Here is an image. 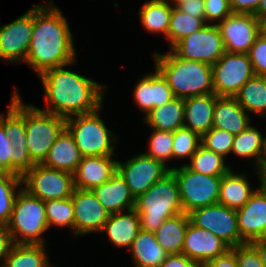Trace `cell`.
Segmentation results:
<instances>
[{
  "label": "cell",
  "instance_id": "6da1fadb",
  "mask_svg": "<svg viewBox=\"0 0 266 267\" xmlns=\"http://www.w3.org/2000/svg\"><path fill=\"white\" fill-rule=\"evenodd\" d=\"M53 3L50 0L46 5H34V28L25 63L38 75L76 61L67 18Z\"/></svg>",
  "mask_w": 266,
  "mask_h": 267
},
{
  "label": "cell",
  "instance_id": "7a4b0ae2",
  "mask_svg": "<svg viewBox=\"0 0 266 267\" xmlns=\"http://www.w3.org/2000/svg\"><path fill=\"white\" fill-rule=\"evenodd\" d=\"M68 65L49 69L39 75L44 87L47 109L65 119L102 108L104 85L65 69Z\"/></svg>",
  "mask_w": 266,
  "mask_h": 267
},
{
  "label": "cell",
  "instance_id": "3957f363",
  "mask_svg": "<svg viewBox=\"0 0 266 267\" xmlns=\"http://www.w3.org/2000/svg\"><path fill=\"white\" fill-rule=\"evenodd\" d=\"M155 67L175 97L186 99L214 93L212 65L180 58L173 50L154 53Z\"/></svg>",
  "mask_w": 266,
  "mask_h": 267
},
{
  "label": "cell",
  "instance_id": "277c9868",
  "mask_svg": "<svg viewBox=\"0 0 266 267\" xmlns=\"http://www.w3.org/2000/svg\"><path fill=\"white\" fill-rule=\"evenodd\" d=\"M134 209L140 217L141 230L155 232L161 224L183 213L179 186L170 171L135 199Z\"/></svg>",
  "mask_w": 266,
  "mask_h": 267
},
{
  "label": "cell",
  "instance_id": "5b68a950",
  "mask_svg": "<svg viewBox=\"0 0 266 267\" xmlns=\"http://www.w3.org/2000/svg\"><path fill=\"white\" fill-rule=\"evenodd\" d=\"M7 227L15 244L44 245L40 235L49 229L45 202L20 188Z\"/></svg>",
  "mask_w": 266,
  "mask_h": 267
},
{
  "label": "cell",
  "instance_id": "8992f818",
  "mask_svg": "<svg viewBox=\"0 0 266 267\" xmlns=\"http://www.w3.org/2000/svg\"><path fill=\"white\" fill-rule=\"evenodd\" d=\"M100 110L66 119V128L74 137L82 157L114 156L117 140L99 116Z\"/></svg>",
  "mask_w": 266,
  "mask_h": 267
},
{
  "label": "cell",
  "instance_id": "52a82bcc",
  "mask_svg": "<svg viewBox=\"0 0 266 267\" xmlns=\"http://www.w3.org/2000/svg\"><path fill=\"white\" fill-rule=\"evenodd\" d=\"M24 121L29 155L36 164H41L66 127V119L24 103Z\"/></svg>",
  "mask_w": 266,
  "mask_h": 267
},
{
  "label": "cell",
  "instance_id": "ba28073f",
  "mask_svg": "<svg viewBox=\"0 0 266 267\" xmlns=\"http://www.w3.org/2000/svg\"><path fill=\"white\" fill-rule=\"evenodd\" d=\"M178 186L184 213L218 204L222 176H210L188 169L184 164L171 167Z\"/></svg>",
  "mask_w": 266,
  "mask_h": 267
},
{
  "label": "cell",
  "instance_id": "9c48e42d",
  "mask_svg": "<svg viewBox=\"0 0 266 267\" xmlns=\"http://www.w3.org/2000/svg\"><path fill=\"white\" fill-rule=\"evenodd\" d=\"M22 188L42 201L65 199L72 196L74 174L51 169L42 164L34 165L22 176Z\"/></svg>",
  "mask_w": 266,
  "mask_h": 267
},
{
  "label": "cell",
  "instance_id": "30bf717a",
  "mask_svg": "<svg viewBox=\"0 0 266 267\" xmlns=\"http://www.w3.org/2000/svg\"><path fill=\"white\" fill-rule=\"evenodd\" d=\"M212 75L214 94L234 97L255 73L248 54L225 51L212 65Z\"/></svg>",
  "mask_w": 266,
  "mask_h": 267
},
{
  "label": "cell",
  "instance_id": "8fae6325",
  "mask_svg": "<svg viewBox=\"0 0 266 267\" xmlns=\"http://www.w3.org/2000/svg\"><path fill=\"white\" fill-rule=\"evenodd\" d=\"M171 50L180 58L214 65L225 53L220 30L216 23L181 39Z\"/></svg>",
  "mask_w": 266,
  "mask_h": 267
},
{
  "label": "cell",
  "instance_id": "7c38bea8",
  "mask_svg": "<svg viewBox=\"0 0 266 267\" xmlns=\"http://www.w3.org/2000/svg\"><path fill=\"white\" fill-rule=\"evenodd\" d=\"M188 215L193 225L209 230L230 247L246 244L239 234L236 209L218 203L194 209Z\"/></svg>",
  "mask_w": 266,
  "mask_h": 267
},
{
  "label": "cell",
  "instance_id": "4fadbf2b",
  "mask_svg": "<svg viewBox=\"0 0 266 267\" xmlns=\"http://www.w3.org/2000/svg\"><path fill=\"white\" fill-rule=\"evenodd\" d=\"M170 169L171 167L165 166L144 152L122 163L117 160V171L125 179L135 199L168 174Z\"/></svg>",
  "mask_w": 266,
  "mask_h": 267
},
{
  "label": "cell",
  "instance_id": "5bb4252c",
  "mask_svg": "<svg viewBox=\"0 0 266 267\" xmlns=\"http://www.w3.org/2000/svg\"><path fill=\"white\" fill-rule=\"evenodd\" d=\"M34 28V6L14 21L0 26V58L25 62Z\"/></svg>",
  "mask_w": 266,
  "mask_h": 267
},
{
  "label": "cell",
  "instance_id": "9a60e30c",
  "mask_svg": "<svg viewBox=\"0 0 266 267\" xmlns=\"http://www.w3.org/2000/svg\"><path fill=\"white\" fill-rule=\"evenodd\" d=\"M216 25L227 52L247 54L259 36L258 18L252 14L232 13Z\"/></svg>",
  "mask_w": 266,
  "mask_h": 267
},
{
  "label": "cell",
  "instance_id": "2e32d148",
  "mask_svg": "<svg viewBox=\"0 0 266 267\" xmlns=\"http://www.w3.org/2000/svg\"><path fill=\"white\" fill-rule=\"evenodd\" d=\"M74 208V235L102 231L110 213L92 190L74 189L71 196Z\"/></svg>",
  "mask_w": 266,
  "mask_h": 267
},
{
  "label": "cell",
  "instance_id": "e0dca14e",
  "mask_svg": "<svg viewBox=\"0 0 266 267\" xmlns=\"http://www.w3.org/2000/svg\"><path fill=\"white\" fill-rule=\"evenodd\" d=\"M238 230L246 243L266 236V182L251 195L248 202L236 209Z\"/></svg>",
  "mask_w": 266,
  "mask_h": 267
},
{
  "label": "cell",
  "instance_id": "ac0fdd59",
  "mask_svg": "<svg viewBox=\"0 0 266 267\" xmlns=\"http://www.w3.org/2000/svg\"><path fill=\"white\" fill-rule=\"evenodd\" d=\"M231 247L209 230L199 228L190 221L185 233L182 254L203 266Z\"/></svg>",
  "mask_w": 266,
  "mask_h": 267
},
{
  "label": "cell",
  "instance_id": "d6986e66",
  "mask_svg": "<svg viewBox=\"0 0 266 267\" xmlns=\"http://www.w3.org/2000/svg\"><path fill=\"white\" fill-rule=\"evenodd\" d=\"M112 157H82L74 173V187L76 189L92 190L107 182L117 172V161Z\"/></svg>",
  "mask_w": 266,
  "mask_h": 267
},
{
  "label": "cell",
  "instance_id": "ffe728a7",
  "mask_svg": "<svg viewBox=\"0 0 266 267\" xmlns=\"http://www.w3.org/2000/svg\"><path fill=\"white\" fill-rule=\"evenodd\" d=\"M134 101L145 116L153 109L166 104L175 95L162 74L155 68L154 73L143 76L134 89Z\"/></svg>",
  "mask_w": 266,
  "mask_h": 267
},
{
  "label": "cell",
  "instance_id": "44dd1931",
  "mask_svg": "<svg viewBox=\"0 0 266 267\" xmlns=\"http://www.w3.org/2000/svg\"><path fill=\"white\" fill-rule=\"evenodd\" d=\"M184 125L183 127L197 133L200 137L213 127V115L216 95L210 93L183 99Z\"/></svg>",
  "mask_w": 266,
  "mask_h": 267
},
{
  "label": "cell",
  "instance_id": "7402d4cb",
  "mask_svg": "<svg viewBox=\"0 0 266 267\" xmlns=\"http://www.w3.org/2000/svg\"><path fill=\"white\" fill-rule=\"evenodd\" d=\"M92 191L110 214L124 210L126 212L135 207V198L118 171L107 182L93 188Z\"/></svg>",
  "mask_w": 266,
  "mask_h": 267
},
{
  "label": "cell",
  "instance_id": "603a6c76",
  "mask_svg": "<svg viewBox=\"0 0 266 267\" xmlns=\"http://www.w3.org/2000/svg\"><path fill=\"white\" fill-rule=\"evenodd\" d=\"M82 159V155L75 143L74 137L65 127L57 136L47 157L41 163L51 169L63 170L74 174Z\"/></svg>",
  "mask_w": 266,
  "mask_h": 267
},
{
  "label": "cell",
  "instance_id": "cb8c5ba5",
  "mask_svg": "<svg viewBox=\"0 0 266 267\" xmlns=\"http://www.w3.org/2000/svg\"><path fill=\"white\" fill-rule=\"evenodd\" d=\"M235 97L217 96L213 115V128L240 134L250 124V116Z\"/></svg>",
  "mask_w": 266,
  "mask_h": 267
},
{
  "label": "cell",
  "instance_id": "d4e9b609",
  "mask_svg": "<svg viewBox=\"0 0 266 267\" xmlns=\"http://www.w3.org/2000/svg\"><path fill=\"white\" fill-rule=\"evenodd\" d=\"M140 230V217L135 209H131L125 214L122 212L110 214L101 233H107L115 246L130 248Z\"/></svg>",
  "mask_w": 266,
  "mask_h": 267
},
{
  "label": "cell",
  "instance_id": "484cf974",
  "mask_svg": "<svg viewBox=\"0 0 266 267\" xmlns=\"http://www.w3.org/2000/svg\"><path fill=\"white\" fill-rule=\"evenodd\" d=\"M249 183L246 174H237L230 169L222 176L218 203L233 209L243 207L256 191Z\"/></svg>",
  "mask_w": 266,
  "mask_h": 267
},
{
  "label": "cell",
  "instance_id": "4316f807",
  "mask_svg": "<svg viewBox=\"0 0 266 267\" xmlns=\"http://www.w3.org/2000/svg\"><path fill=\"white\" fill-rule=\"evenodd\" d=\"M136 267H159L169 255L157 242L155 233L140 230L130 247Z\"/></svg>",
  "mask_w": 266,
  "mask_h": 267
},
{
  "label": "cell",
  "instance_id": "83f0119b",
  "mask_svg": "<svg viewBox=\"0 0 266 267\" xmlns=\"http://www.w3.org/2000/svg\"><path fill=\"white\" fill-rule=\"evenodd\" d=\"M189 215L181 213L165 220L154 232L158 244L169 254H181L186 229L189 224Z\"/></svg>",
  "mask_w": 266,
  "mask_h": 267
},
{
  "label": "cell",
  "instance_id": "f1b7e54d",
  "mask_svg": "<svg viewBox=\"0 0 266 267\" xmlns=\"http://www.w3.org/2000/svg\"><path fill=\"white\" fill-rule=\"evenodd\" d=\"M143 120L152 129L174 132L184 125V101L175 97L166 104L153 108Z\"/></svg>",
  "mask_w": 266,
  "mask_h": 267
},
{
  "label": "cell",
  "instance_id": "f546056e",
  "mask_svg": "<svg viewBox=\"0 0 266 267\" xmlns=\"http://www.w3.org/2000/svg\"><path fill=\"white\" fill-rule=\"evenodd\" d=\"M264 140L265 137L261 132L249 125L240 134L235 135L232 144L231 153L241 158H253L256 167V174L260 182H264V176L260 173V162L264 153Z\"/></svg>",
  "mask_w": 266,
  "mask_h": 267
},
{
  "label": "cell",
  "instance_id": "4dcf8cb0",
  "mask_svg": "<svg viewBox=\"0 0 266 267\" xmlns=\"http://www.w3.org/2000/svg\"><path fill=\"white\" fill-rule=\"evenodd\" d=\"M46 243L13 244L1 267H53L49 262ZM55 267V266H54Z\"/></svg>",
  "mask_w": 266,
  "mask_h": 267
},
{
  "label": "cell",
  "instance_id": "1f68e13d",
  "mask_svg": "<svg viewBox=\"0 0 266 267\" xmlns=\"http://www.w3.org/2000/svg\"><path fill=\"white\" fill-rule=\"evenodd\" d=\"M248 113L266 116V77L253 76L234 96Z\"/></svg>",
  "mask_w": 266,
  "mask_h": 267
},
{
  "label": "cell",
  "instance_id": "d6a6232c",
  "mask_svg": "<svg viewBox=\"0 0 266 267\" xmlns=\"http://www.w3.org/2000/svg\"><path fill=\"white\" fill-rule=\"evenodd\" d=\"M7 116L0 114V123L4 126L6 136L12 144L27 145L24 121V103L16 88L8 105Z\"/></svg>",
  "mask_w": 266,
  "mask_h": 267
},
{
  "label": "cell",
  "instance_id": "836d02e7",
  "mask_svg": "<svg viewBox=\"0 0 266 267\" xmlns=\"http://www.w3.org/2000/svg\"><path fill=\"white\" fill-rule=\"evenodd\" d=\"M172 7L164 0H150L140 9L141 23L150 33L162 34L167 38Z\"/></svg>",
  "mask_w": 266,
  "mask_h": 267
},
{
  "label": "cell",
  "instance_id": "e575fe53",
  "mask_svg": "<svg viewBox=\"0 0 266 267\" xmlns=\"http://www.w3.org/2000/svg\"><path fill=\"white\" fill-rule=\"evenodd\" d=\"M207 25L205 18H196L181 11L179 8L172 7L169 21L167 41L172 49L181 39L202 29Z\"/></svg>",
  "mask_w": 266,
  "mask_h": 267
},
{
  "label": "cell",
  "instance_id": "d590c367",
  "mask_svg": "<svg viewBox=\"0 0 266 267\" xmlns=\"http://www.w3.org/2000/svg\"><path fill=\"white\" fill-rule=\"evenodd\" d=\"M188 169L210 176H223L231 168L225 164V158L200 145L190 158V164H184Z\"/></svg>",
  "mask_w": 266,
  "mask_h": 267
},
{
  "label": "cell",
  "instance_id": "8d00e7d4",
  "mask_svg": "<svg viewBox=\"0 0 266 267\" xmlns=\"http://www.w3.org/2000/svg\"><path fill=\"white\" fill-rule=\"evenodd\" d=\"M22 188L21 176L0 173V224L7 225L13 210L16 195Z\"/></svg>",
  "mask_w": 266,
  "mask_h": 267
},
{
  "label": "cell",
  "instance_id": "74e56055",
  "mask_svg": "<svg viewBox=\"0 0 266 267\" xmlns=\"http://www.w3.org/2000/svg\"><path fill=\"white\" fill-rule=\"evenodd\" d=\"M48 227H70L74 232V208L71 197L45 201ZM52 225V226H51Z\"/></svg>",
  "mask_w": 266,
  "mask_h": 267
},
{
  "label": "cell",
  "instance_id": "f35d334b",
  "mask_svg": "<svg viewBox=\"0 0 266 267\" xmlns=\"http://www.w3.org/2000/svg\"><path fill=\"white\" fill-rule=\"evenodd\" d=\"M150 136L145 154L167 166L166 160L173 159V132L153 129Z\"/></svg>",
  "mask_w": 266,
  "mask_h": 267
},
{
  "label": "cell",
  "instance_id": "ab89813d",
  "mask_svg": "<svg viewBox=\"0 0 266 267\" xmlns=\"http://www.w3.org/2000/svg\"><path fill=\"white\" fill-rule=\"evenodd\" d=\"M201 145V137L185 127L179 128L173 132V158H188L197 151Z\"/></svg>",
  "mask_w": 266,
  "mask_h": 267
},
{
  "label": "cell",
  "instance_id": "60d3db41",
  "mask_svg": "<svg viewBox=\"0 0 266 267\" xmlns=\"http://www.w3.org/2000/svg\"><path fill=\"white\" fill-rule=\"evenodd\" d=\"M234 137L235 135L232 133L212 127L201 137V145L225 158L231 153Z\"/></svg>",
  "mask_w": 266,
  "mask_h": 267
},
{
  "label": "cell",
  "instance_id": "b9f144b4",
  "mask_svg": "<svg viewBox=\"0 0 266 267\" xmlns=\"http://www.w3.org/2000/svg\"><path fill=\"white\" fill-rule=\"evenodd\" d=\"M247 54L255 76L266 77V39L259 35Z\"/></svg>",
  "mask_w": 266,
  "mask_h": 267
},
{
  "label": "cell",
  "instance_id": "7bdbcfd3",
  "mask_svg": "<svg viewBox=\"0 0 266 267\" xmlns=\"http://www.w3.org/2000/svg\"><path fill=\"white\" fill-rule=\"evenodd\" d=\"M204 10H205V21L206 23L222 22L230 14H232V9L230 6V0H204Z\"/></svg>",
  "mask_w": 266,
  "mask_h": 267
},
{
  "label": "cell",
  "instance_id": "ee69618b",
  "mask_svg": "<svg viewBox=\"0 0 266 267\" xmlns=\"http://www.w3.org/2000/svg\"><path fill=\"white\" fill-rule=\"evenodd\" d=\"M231 249L235 253L238 267H263L257 250L250 243L234 246Z\"/></svg>",
  "mask_w": 266,
  "mask_h": 267
},
{
  "label": "cell",
  "instance_id": "f6af8a7d",
  "mask_svg": "<svg viewBox=\"0 0 266 267\" xmlns=\"http://www.w3.org/2000/svg\"><path fill=\"white\" fill-rule=\"evenodd\" d=\"M13 150V174L22 176L36 163L31 159L27 145L12 144Z\"/></svg>",
  "mask_w": 266,
  "mask_h": 267
},
{
  "label": "cell",
  "instance_id": "bcb514c9",
  "mask_svg": "<svg viewBox=\"0 0 266 267\" xmlns=\"http://www.w3.org/2000/svg\"><path fill=\"white\" fill-rule=\"evenodd\" d=\"M0 173L13 174V150L4 126L0 123Z\"/></svg>",
  "mask_w": 266,
  "mask_h": 267
},
{
  "label": "cell",
  "instance_id": "7dc6e473",
  "mask_svg": "<svg viewBox=\"0 0 266 267\" xmlns=\"http://www.w3.org/2000/svg\"><path fill=\"white\" fill-rule=\"evenodd\" d=\"M159 267H202L194 260L189 259L184 254H171L162 262Z\"/></svg>",
  "mask_w": 266,
  "mask_h": 267
},
{
  "label": "cell",
  "instance_id": "c3c4849f",
  "mask_svg": "<svg viewBox=\"0 0 266 267\" xmlns=\"http://www.w3.org/2000/svg\"><path fill=\"white\" fill-rule=\"evenodd\" d=\"M260 0H230V6L233 13L252 14L258 9Z\"/></svg>",
  "mask_w": 266,
  "mask_h": 267
},
{
  "label": "cell",
  "instance_id": "681fc988",
  "mask_svg": "<svg viewBox=\"0 0 266 267\" xmlns=\"http://www.w3.org/2000/svg\"><path fill=\"white\" fill-rule=\"evenodd\" d=\"M202 267H238V263L234 251L230 249L225 254L210 260Z\"/></svg>",
  "mask_w": 266,
  "mask_h": 267
},
{
  "label": "cell",
  "instance_id": "f907efd6",
  "mask_svg": "<svg viewBox=\"0 0 266 267\" xmlns=\"http://www.w3.org/2000/svg\"><path fill=\"white\" fill-rule=\"evenodd\" d=\"M178 8L190 16L205 18L204 0H186Z\"/></svg>",
  "mask_w": 266,
  "mask_h": 267
},
{
  "label": "cell",
  "instance_id": "816d5d0a",
  "mask_svg": "<svg viewBox=\"0 0 266 267\" xmlns=\"http://www.w3.org/2000/svg\"><path fill=\"white\" fill-rule=\"evenodd\" d=\"M13 240L8 230L7 225L0 224V263L2 265L6 256L8 255L11 247L13 246Z\"/></svg>",
  "mask_w": 266,
  "mask_h": 267
},
{
  "label": "cell",
  "instance_id": "f5cc1de1",
  "mask_svg": "<svg viewBox=\"0 0 266 267\" xmlns=\"http://www.w3.org/2000/svg\"><path fill=\"white\" fill-rule=\"evenodd\" d=\"M250 244L257 250L263 267H266V236L258 238Z\"/></svg>",
  "mask_w": 266,
  "mask_h": 267
},
{
  "label": "cell",
  "instance_id": "db71d44e",
  "mask_svg": "<svg viewBox=\"0 0 266 267\" xmlns=\"http://www.w3.org/2000/svg\"><path fill=\"white\" fill-rule=\"evenodd\" d=\"M255 16L258 19H265L266 18V0H260L258 9L255 12Z\"/></svg>",
  "mask_w": 266,
  "mask_h": 267
},
{
  "label": "cell",
  "instance_id": "11a10c76",
  "mask_svg": "<svg viewBox=\"0 0 266 267\" xmlns=\"http://www.w3.org/2000/svg\"><path fill=\"white\" fill-rule=\"evenodd\" d=\"M260 173L265 177L266 176V136L264 140V153L260 162Z\"/></svg>",
  "mask_w": 266,
  "mask_h": 267
},
{
  "label": "cell",
  "instance_id": "9f6ffc18",
  "mask_svg": "<svg viewBox=\"0 0 266 267\" xmlns=\"http://www.w3.org/2000/svg\"><path fill=\"white\" fill-rule=\"evenodd\" d=\"M259 22V35L266 39V18L265 19H258Z\"/></svg>",
  "mask_w": 266,
  "mask_h": 267
},
{
  "label": "cell",
  "instance_id": "6f0895ef",
  "mask_svg": "<svg viewBox=\"0 0 266 267\" xmlns=\"http://www.w3.org/2000/svg\"><path fill=\"white\" fill-rule=\"evenodd\" d=\"M166 1L171 7L174 8H178L181 4H183L186 0H170V2H168V0H164ZM172 5H171V4Z\"/></svg>",
  "mask_w": 266,
  "mask_h": 267
}]
</instances>
